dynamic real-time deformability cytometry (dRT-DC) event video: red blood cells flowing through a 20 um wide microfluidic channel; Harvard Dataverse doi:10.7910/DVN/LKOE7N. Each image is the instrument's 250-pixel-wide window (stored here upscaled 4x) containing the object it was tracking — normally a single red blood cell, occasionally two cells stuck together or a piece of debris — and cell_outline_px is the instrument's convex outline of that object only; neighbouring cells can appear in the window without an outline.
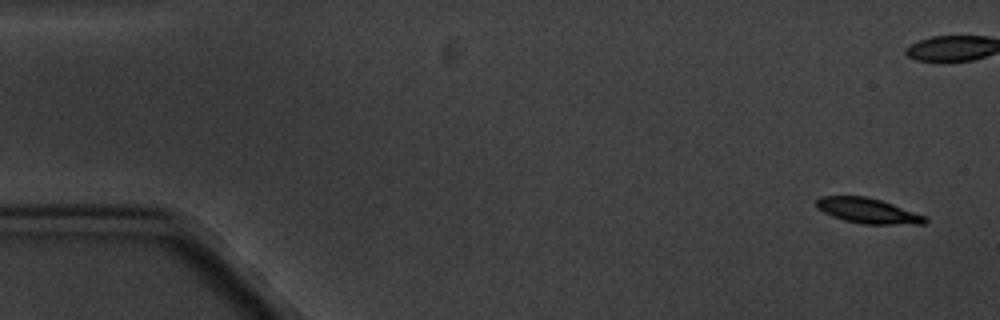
{"species": "common noctule bat (a hibernating species)", "species_latin": "Nyctalus noctula", "temperature_condition": "cold", "stored_images_in_passage": 6, "camera_frame_rate_fps": 3000, "um_per_image_px": 0.085, "animal": {"sex": "male", "body_mass_g": 20.1, "forearm_length_mm": 53.5}, "frame": {"image": 1, "passage_image": 1, "time_ms": 0.0, "image_size_px": [1000, 320], "cell_outline_px": [[928, 220], [924, 224], [864, 224], [844, 220], [832, 216], [816, 208], [816, 200], [820, 196], [868, 196], [892, 204], [924, 216]], "centroid_in_image_um": [73.72, 17.91], "position_along_channel_um": 11.3, "area_um2": 15.78}}
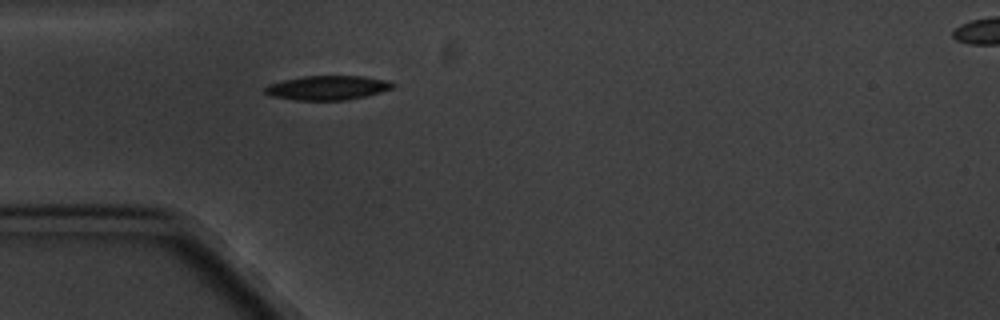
{"frame": {"image": 2, "passage_image": 6, "time_ms": 6.0, "image_size_px": [1000, 320], "cell_outline_px": [[396, 84], [392, 88], [368, 96], [344, 100], [296, 100], [272, 96], [264, 92], [264, 88], [268, 84], [284, 80], [304, 76], [364, 76], [388, 80]], "centroid_in_image_um": [27.86, 7.46], "position_along_channel_um": 57.1, "area_um2": 18.09}}